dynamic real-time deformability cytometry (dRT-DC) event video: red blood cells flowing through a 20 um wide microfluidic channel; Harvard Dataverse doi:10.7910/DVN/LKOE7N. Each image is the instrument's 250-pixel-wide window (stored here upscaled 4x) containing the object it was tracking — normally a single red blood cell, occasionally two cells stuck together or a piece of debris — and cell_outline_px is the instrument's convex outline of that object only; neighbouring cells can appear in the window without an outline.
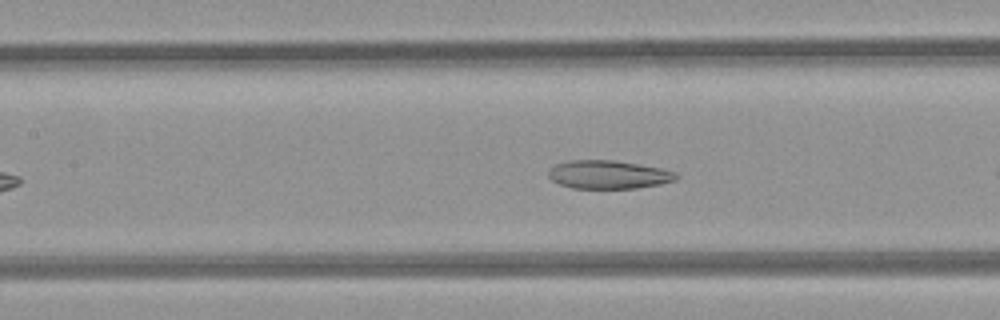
{"species": "common noctule bat (a hibernating species)", "species_latin": "Nyctalus noctula", "temperature_condition": "room temperature", "stored_images_in_passage": 7, "camera_frame_rate_fps": 3000, "um_per_image_px": 0.085, "animal": {"sex": "female", "body_mass_g": 21.9}, "frame": {"image": 1, "passage_image": 6, "time_ms": 1.667, "image_size_px": [1000, 320], "cell_outline_px": [[680, 176], [676, 180], [660, 184], [636, 188], [572, 188], [560, 184], [552, 180], [548, 176], [548, 172], [556, 164], [568, 160], [616, 160], [660, 168], [676, 172]], "centroid_in_image_um": [51.74, 14.83], "position_along_channel_um": 155.7, "area_um2": 21.1}}